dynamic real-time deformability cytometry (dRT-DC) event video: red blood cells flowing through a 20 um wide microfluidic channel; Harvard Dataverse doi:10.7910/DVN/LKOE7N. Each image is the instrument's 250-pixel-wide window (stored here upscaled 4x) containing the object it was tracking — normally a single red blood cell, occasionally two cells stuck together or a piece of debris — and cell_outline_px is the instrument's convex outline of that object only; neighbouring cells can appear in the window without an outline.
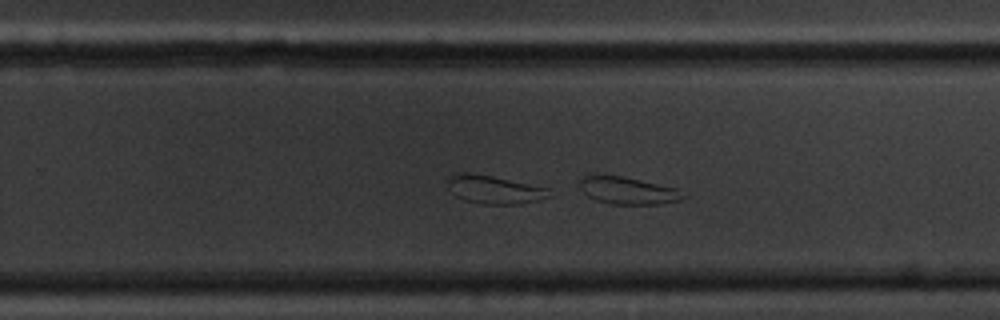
{"species": "common noctule bat (a hibernating species)", "species_latin": "Nyctalus noctula", "temperature_condition": "cold", "stored_images_in_passage": 45, "camera_frame_rate_fps": 3000, "um_per_image_px": 0.085, "animal": {"sex": "male", "body_mass_g": 20.1, "forearm_length_mm": 53.5}, "frame": {"image": 1, "passage_image": 25, "time_ms": 8.0, "image_size_px": [1000, 320], "cell_outline_px": [[688, 196], [680, 200], [664, 204], [612, 204], [596, 200], [588, 196], [584, 192], [580, 184], [580, 180], [584, 172], [600, 172], [620, 176], [676, 188]], "centroid_in_image_um": [53.3, 16.16], "position_along_channel_um": 276.5, "area_um2": 16.88}}
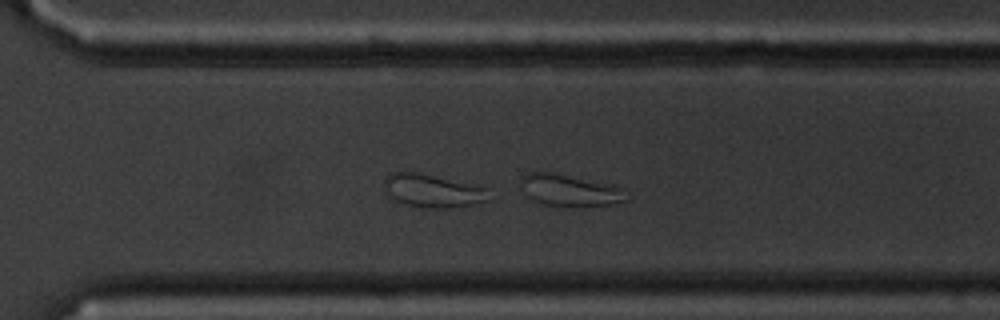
{"frame": {"image": 2, "passage_image": 29, "time_ms": 9.333, "image_size_px": [1000, 320], "cell_outline_px": [[628, 200], [612, 204], [584, 208], [576, 208], [544, 204], [532, 200], [528, 196], [520, 180], [520, 176], [528, 172], [556, 172], [612, 184], [620, 188]], "centroid_in_image_um": [48.43, 16.19], "position_along_channel_um": 322.2, "area_um2": 19.94}}
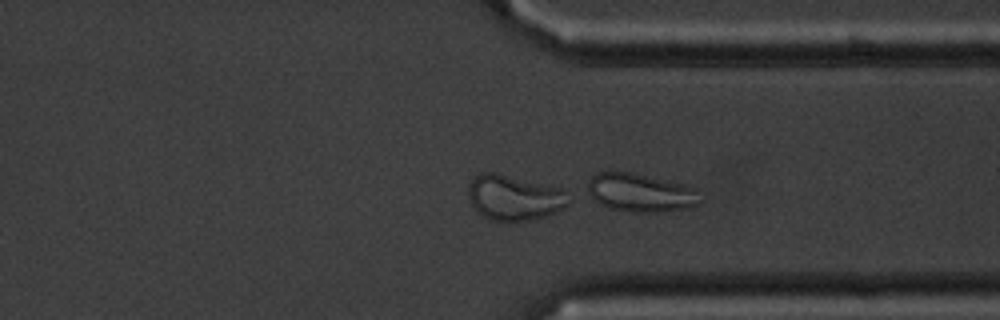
{"frame": {"image": 3, "passage_image": 32, "time_ms": 10.333, "image_size_px": [1000, 320], "cell_outline_px": [[572, 200], [564, 208], [548, 216], [528, 220], [492, 220], [484, 216], [468, 200], [468, 184], [480, 172], [496, 172], [560, 188]], "centroid_in_image_um": [43.71, 16.78], "position_along_channel_um": 367.7, "area_um2": 26.3}}